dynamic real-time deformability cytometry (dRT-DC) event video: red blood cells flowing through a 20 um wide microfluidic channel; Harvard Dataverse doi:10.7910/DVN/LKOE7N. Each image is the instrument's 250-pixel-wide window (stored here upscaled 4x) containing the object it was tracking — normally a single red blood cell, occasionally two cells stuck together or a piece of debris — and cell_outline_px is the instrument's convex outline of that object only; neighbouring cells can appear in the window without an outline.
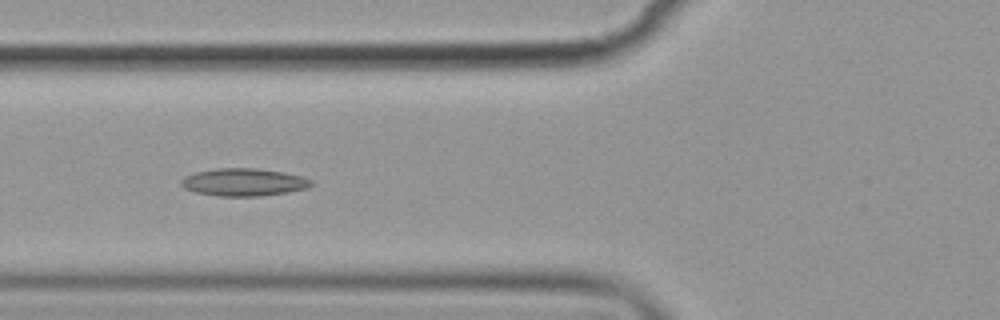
{"species": "common noctule bat (a hibernating species)", "species_latin": "Nyctalus noctula", "temperature_condition": "cold", "stored_images_in_passage": 7, "camera_frame_rate_fps": 3000, "um_per_image_px": 0.085, "animal": {"sex": "female", "body_mass_g": 19.9}, "frame": {"image": 1, "passage_image": 5, "time_ms": 4.667, "image_size_px": [1000, 320], "cell_outline_px": [[312, 184], [308, 188], [288, 192], [260, 196], [220, 196], [196, 192], [184, 188], [180, 184], [180, 180], [184, 176], [196, 172], [216, 168], [256, 168], [284, 172], [300, 176], [312, 180]], "centroid_in_image_um": [20.7, 15.48], "position_along_channel_um": 105.1, "area_um2": 20.92}}
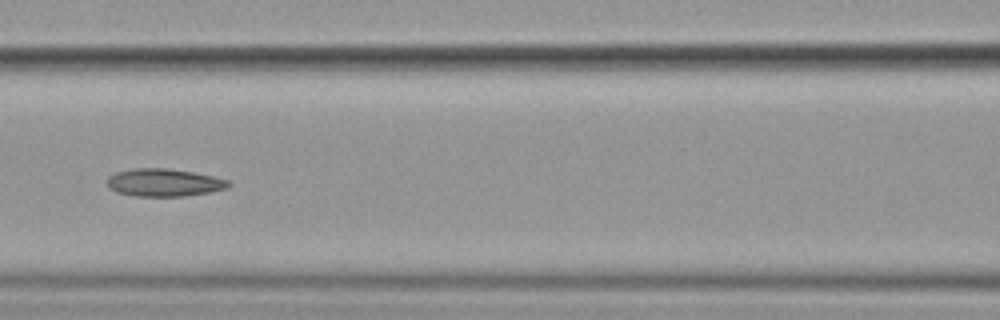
{"frame": {"image": 2, "passage_image": 6, "time_ms": 6.0, "image_size_px": [1000, 320], "cell_outline_px": [[232, 184], [228, 188], [208, 192], [184, 196], [136, 196], [116, 192], [108, 188], [108, 176], [116, 172], [132, 168], [168, 168], [192, 172], [212, 176], [228, 180]], "centroid_in_image_um": [13.92, 15.51], "position_along_channel_um": 152.7, "area_um2": 19.59}}
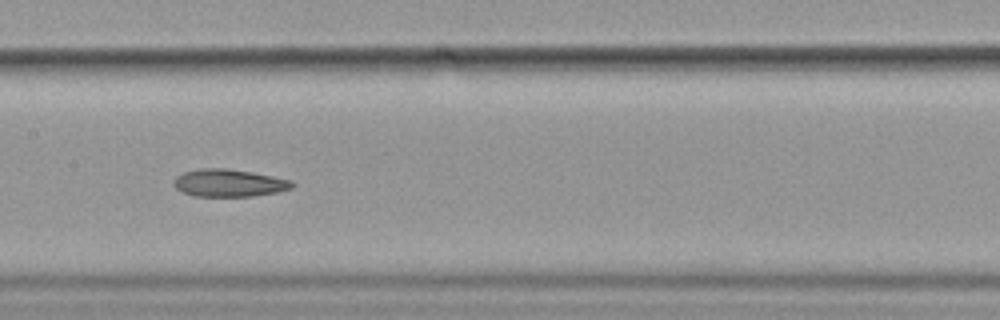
{"frame": {"image": 3, "passage_image": 7, "time_ms": 7.0, "image_size_px": [1000, 320], "cell_outline_px": [[296, 184], [292, 188], [276, 192], [252, 196], [192, 196], [176, 188], [172, 184], [172, 180], [176, 176], [184, 172], [200, 168], [228, 168], [252, 172], [292, 180]], "centroid_in_image_um": [19.45, 15.54], "position_along_channel_um": 188.0, "area_um2": 19.07}}